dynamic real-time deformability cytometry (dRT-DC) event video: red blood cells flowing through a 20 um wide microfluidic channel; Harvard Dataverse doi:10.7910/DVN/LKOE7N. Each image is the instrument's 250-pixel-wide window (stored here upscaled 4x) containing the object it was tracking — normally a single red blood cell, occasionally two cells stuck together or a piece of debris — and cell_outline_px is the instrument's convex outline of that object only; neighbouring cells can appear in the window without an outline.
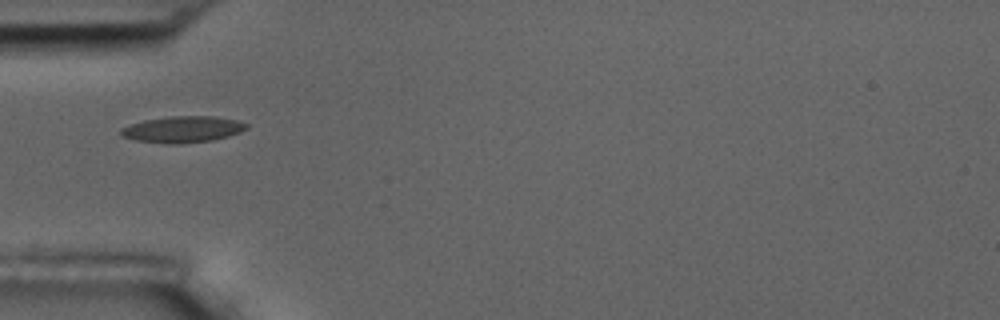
{"species": "common noctule bat (a hibernating species)", "species_latin": "Nyctalus noctula", "temperature_condition": "room temperature", "stored_images_in_passage": 3, "camera_frame_rate_fps": 3000, "um_per_image_px": 0.085, "animal": {"sex": "male", "body_mass_g": 17.5, "forearm_length_mm": 52.3}, "frame": {"image": 1, "passage_image": 1, "time_ms": 0.0, "image_size_px": [1000, 320], "cell_outline_px": [[248, 128], [240, 132], [228, 136], [212, 140], [180, 144], [168, 144], [136, 140], [120, 136], [120, 128], [144, 120], [168, 116], [212, 116], [236, 120], [248, 124]], "centroid_in_image_um": [15.51, 11.0], "position_along_channel_um": 69.5, "area_um2": 19.31}}
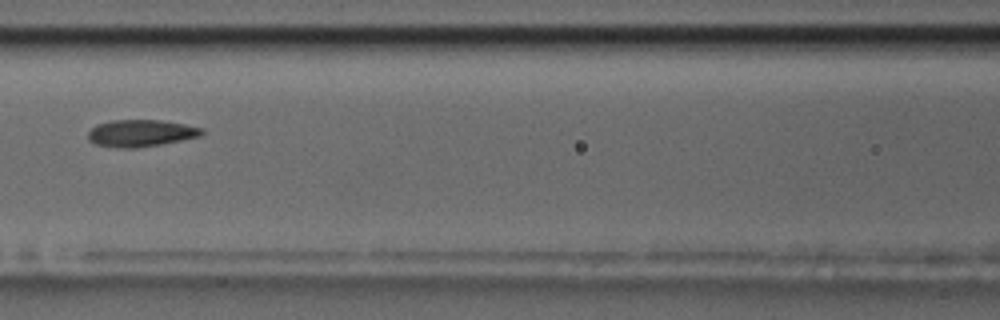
{"frame": {"image": 2, "passage_image": 3, "time_ms": 2.333, "image_size_px": [1000, 320], "cell_outline_px": [[204, 132], [200, 136], [160, 144], [136, 148], [120, 148], [96, 144], [88, 140], [88, 132], [96, 124], [112, 120], [160, 120], [184, 124], [204, 128]], "centroid_in_image_um": [11.96, 11.31], "position_along_channel_um": 154.6, "area_um2": 17.8}}